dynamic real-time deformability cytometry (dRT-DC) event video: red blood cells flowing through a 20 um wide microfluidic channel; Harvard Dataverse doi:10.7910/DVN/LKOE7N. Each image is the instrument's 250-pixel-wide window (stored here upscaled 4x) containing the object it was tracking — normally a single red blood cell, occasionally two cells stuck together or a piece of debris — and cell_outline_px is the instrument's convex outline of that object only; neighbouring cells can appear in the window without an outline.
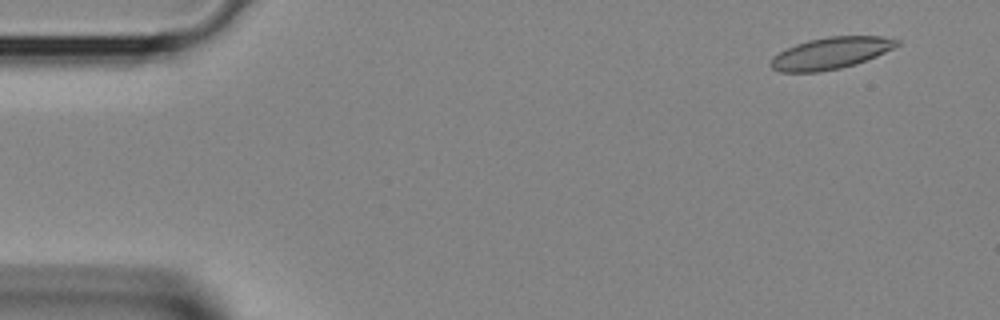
{"species": "Egyptian fruit bat (a non-hibernating species)", "species_latin": "Rousettus aegyptiacus", "temperature_condition": "room temperature", "stored_images_in_passage": 8, "camera_frame_rate_fps": 3000, "um_per_image_px": 0.085, "animal": {"sex": "female"}, "frame": {"image": 1, "passage_image": 3, "time_ms": 0.667, "image_size_px": [1000, 320], "cell_outline_px": [[900, 44], [876, 56], [856, 64], [840, 68], [820, 72], [780, 72], [772, 68], [768, 64], [772, 56], [796, 44], [808, 40], [828, 36], [880, 36], [900, 40]], "centroid_in_image_um": [70.58, 4.52], "position_along_channel_um": 14.4, "area_um2": 23.29}}